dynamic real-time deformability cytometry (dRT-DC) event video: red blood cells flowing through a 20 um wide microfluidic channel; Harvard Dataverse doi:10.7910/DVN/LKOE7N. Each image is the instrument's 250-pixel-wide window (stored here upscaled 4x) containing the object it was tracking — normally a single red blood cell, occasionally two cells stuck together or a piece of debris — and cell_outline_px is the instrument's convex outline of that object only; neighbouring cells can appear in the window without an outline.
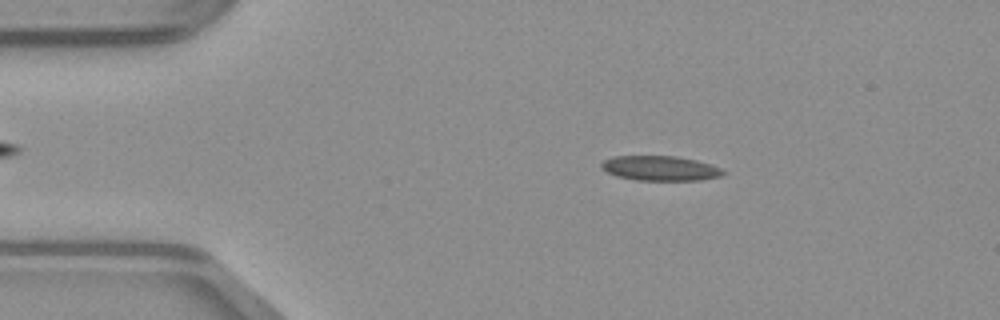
{"species": "common noctule bat (a hibernating species)", "species_latin": "Nyctalus noctula", "temperature_condition": "warm", "stored_images_in_passage": 48, "camera_frame_rate_fps": 3000, "um_per_image_px": 0.085, "animal": {"sex": "male", "body_mass_g": 23.1, "forearm_length_mm": 52.7}, "frame": {"image": 1, "passage_image": 8, "time_ms": 2.333, "image_size_px": [1000, 320], "cell_outline_px": [[728, 172], [720, 176], [700, 180], [636, 180], [616, 176], [600, 168], [600, 164], [604, 160], [612, 156], [676, 156], [696, 160], [720, 168]], "centroid_in_image_um": [56.09, 14.3], "position_along_channel_um": 28.9, "area_um2": 17.57}}
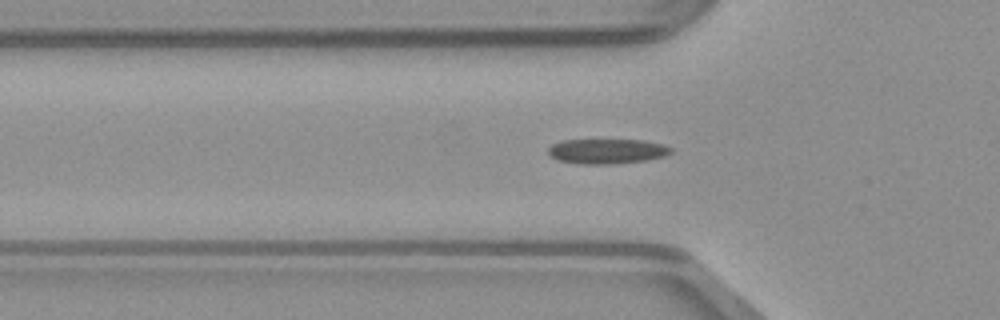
{"frame": {"image": 2, "passage_image": 15, "time_ms": 4.667, "image_size_px": [1000, 320], "cell_outline_px": [[672, 152], [664, 156], [648, 160], [612, 164], [576, 164], [560, 160], [552, 156], [548, 152], [548, 148], [552, 144], [564, 140], [640, 140], [664, 144], [672, 148]], "centroid_in_image_um": [51.61, 12.86], "position_along_channel_um": 74.2, "area_um2": 17.8}}
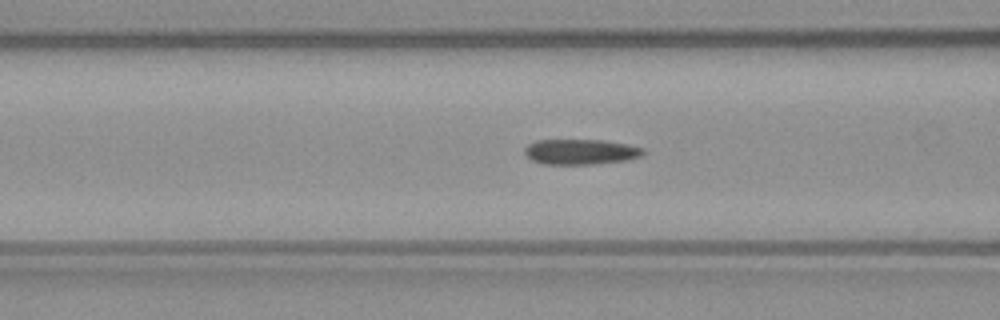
{"frame": {"image": 3, "passage_image": 18, "time_ms": 5.667, "image_size_px": [1000, 320], "cell_outline_px": [[648, 152], [640, 156], [628, 160], [592, 164], [544, 164], [532, 160], [524, 152], [524, 148], [528, 144], [536, 140], [604, 140], [628, 144], [644, 148]], "centroid_in_image_um": [49.39, 12.9], "position_along_channel_um": 117.2, "area_um2": 17.63}}